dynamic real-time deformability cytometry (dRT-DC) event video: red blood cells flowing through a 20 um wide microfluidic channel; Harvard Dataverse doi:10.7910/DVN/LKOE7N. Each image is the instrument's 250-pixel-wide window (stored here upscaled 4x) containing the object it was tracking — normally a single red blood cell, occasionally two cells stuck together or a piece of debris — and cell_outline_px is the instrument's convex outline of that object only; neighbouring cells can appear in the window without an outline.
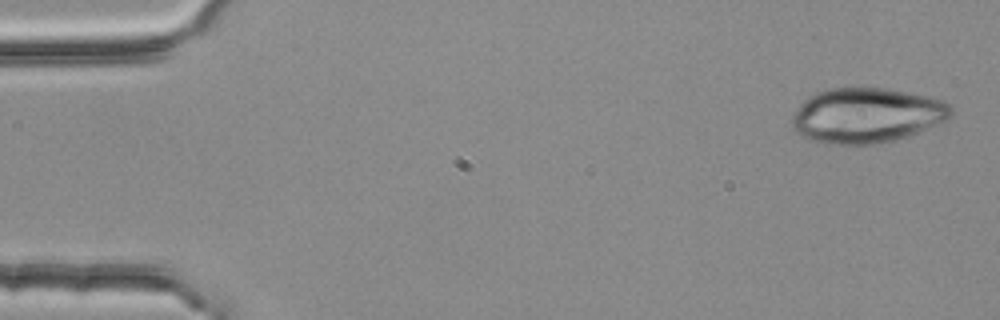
{"species": "common noctule bat (a hibernating species)", "species_latin": "Nyctalus noctula", "temperature_condition": "room temperature", "stored_images_in_passage": 4, "camera_frame_rate_fps": 3000, "um_per_image_px": 0.085, "animal": {"sex": "female", "body_mass_g": 25.1}, "frame": {"image": 1, "passage_image": 1, "time_ms": 0.0, "image_size_px": [1000, 320], "cell_outline_px": [[952, 112], [948, 120], [908, 136], [876, 144], [824, 144], [812, 140], [796, 132], [792, 128], [792, 116], [800, 104], [804, 100], [816, 92], [832, 88], [888, 88], [908, 92], [944, 100], [952, 108]], "centroid_in_image_um": [73.67, 9.81], "position_along_channel_um": 11.3, "area_um2": 50.98}}